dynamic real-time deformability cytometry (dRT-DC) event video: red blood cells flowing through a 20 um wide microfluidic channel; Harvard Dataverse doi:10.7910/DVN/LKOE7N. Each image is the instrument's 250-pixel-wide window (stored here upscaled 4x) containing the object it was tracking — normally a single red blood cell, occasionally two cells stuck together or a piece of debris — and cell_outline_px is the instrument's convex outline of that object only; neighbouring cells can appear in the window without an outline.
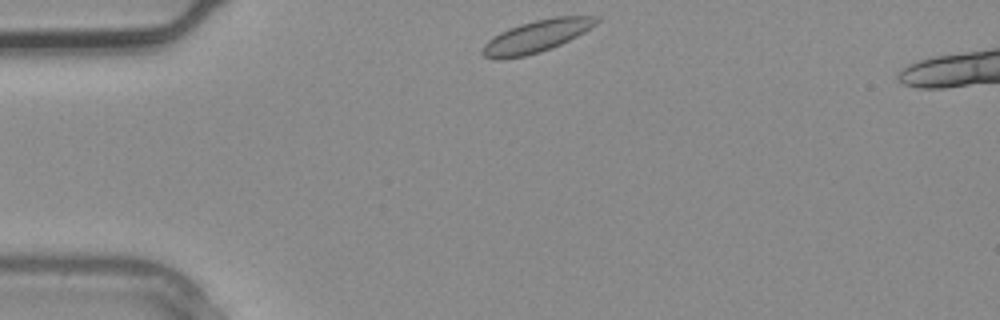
{"species": "common noctule bat (a hibernating species)", "species_latin": "Nyctalus noctula", "temperature_condition": "warm", "stored_images_in_passage": 2, "segment_of_instrument_passage": [2, 2], "camera_frame_rate_fps": 3000, "um_per_image_px": 0.085, "animal": {"sex": "male", "body_mass_g": 20.4}, "frame": {"image": 1, "passage_image": 2, "time_ms": 0.333, "image_size_px": [1000, 320], "cell_outline_px": [[600, 20], [596, 24], [584, 32], [560, 44], [540, 52], [524, 56], [500, 60], [496, 60], [484, 56], [480, 52], [484, 44], [488, 40], [500, 32], [520, 24], [552, 16], [600, 16]], "centroid_in_image_um": [45.58, 3.08], "position_along_channel_um": 39.4, "area_um2": 21.27}}